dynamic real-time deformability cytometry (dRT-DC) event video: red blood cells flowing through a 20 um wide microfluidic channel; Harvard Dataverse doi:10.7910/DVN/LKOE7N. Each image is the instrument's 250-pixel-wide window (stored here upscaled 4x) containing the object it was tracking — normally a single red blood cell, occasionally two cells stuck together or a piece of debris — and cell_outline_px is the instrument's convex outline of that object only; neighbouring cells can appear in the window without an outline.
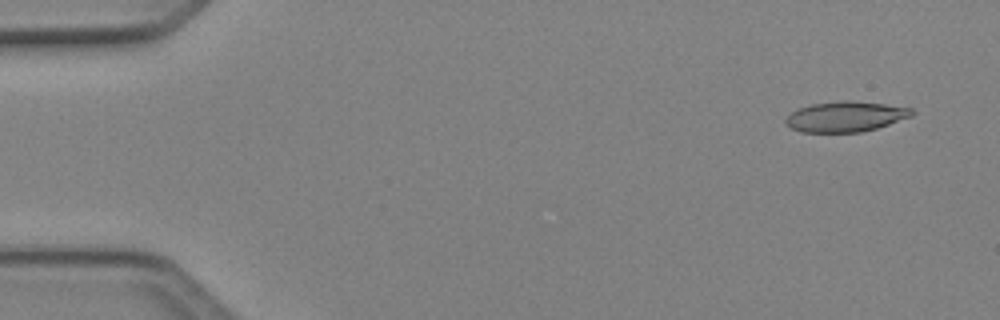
{"species": "Egyptian fruit bat (a non-hibernating species)", "species_latin": "Rousettus aegyptiacus", "temperature_condition": "cold", "stored_images_in_passage": 4, "camera_frame_rate_fps": 3000, "um_per_image_px": 0.085, "animal": {"sex": "female"}, "frame": {"image": 1, "passage_image": 1, "time_ms": 0.0, "image_size_px": [1000, 320], "cell_outline_px": [[916, 112], [912, 116], [876, 128], [860, 132], [800, 132], [792, 128], [784, 120], [792, 112], [800, 108], [812, 104], [844, 100], [848, 100], [884, 104], [912, 108]], "centroid_in_image_um": [71.9, 9.91], "position_along_channel_um": 13.1, "area_um2": 22.08}}
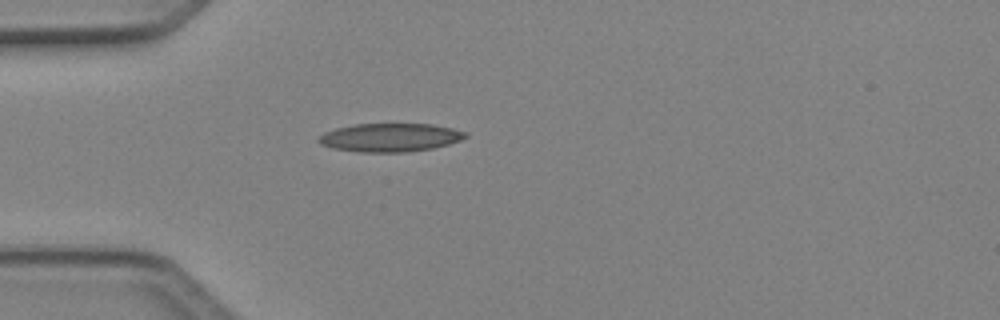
{"frame": {"image": 2, "passage_image": 4, "time_ms": 1.0, "image_size_px": [1000, 320], "cell_outline_px": [[468, 136], [460, 140], [448, 144], [432, 148], [404, 152], [360, 152], [332, 148], [320, 144], [316, 140], [324, 132], [336, 128], [356, 124], [432, 124], [452, 128], [468, 132]], "centroid_in_image_um": [33.15, 11.68], "position_along_channel_um": 51.8, "area_um2": 24.28}}